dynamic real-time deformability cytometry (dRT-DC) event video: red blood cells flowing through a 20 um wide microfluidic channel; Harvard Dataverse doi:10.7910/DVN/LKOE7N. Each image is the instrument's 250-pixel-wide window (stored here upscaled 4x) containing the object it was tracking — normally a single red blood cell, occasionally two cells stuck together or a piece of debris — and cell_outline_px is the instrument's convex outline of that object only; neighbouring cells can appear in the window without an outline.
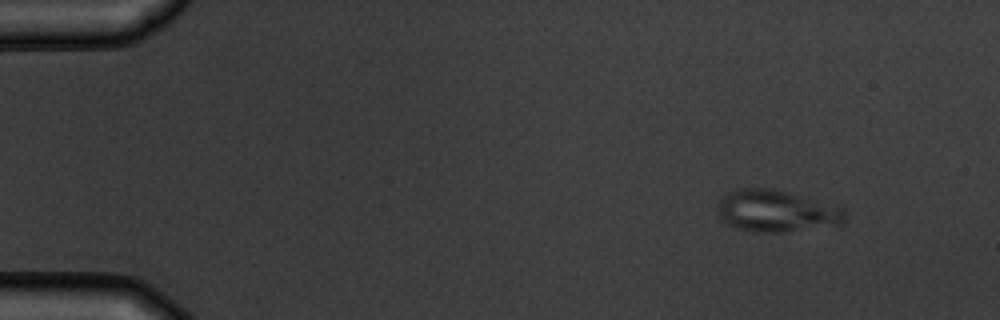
{"species": "common noctule bat (a hibernating species)", "species_latin": "Nyctalus noctula", "temperature_condition": "warm", "stored_images_in_passage": 5, "segment_of_instrument_passage": [1, 2], "camera_frame_rate_fps": 3000, "um_per_image_px": 0.085, "animal": {"sex": "male", "body_mass_g": 19.5, "forearm_length_mm": 54.6}, "frame": {"image": 1, "passage_image": 1, "time_ms": 0.0, "image_size_px": [1000, 320], "cell_outline_px": [[844, 224], [780, 232], [756, 232], [736, 228], [720, 220], [716, 208], [716, 204], [720, 196], [728, 192], [740, 188], [772, 188], [788, 192], [844, 208]], "centroid_in_image_um": [65.91, 17.93], "position_along_channel_um": 19.1, "area_um2": 31.15}}